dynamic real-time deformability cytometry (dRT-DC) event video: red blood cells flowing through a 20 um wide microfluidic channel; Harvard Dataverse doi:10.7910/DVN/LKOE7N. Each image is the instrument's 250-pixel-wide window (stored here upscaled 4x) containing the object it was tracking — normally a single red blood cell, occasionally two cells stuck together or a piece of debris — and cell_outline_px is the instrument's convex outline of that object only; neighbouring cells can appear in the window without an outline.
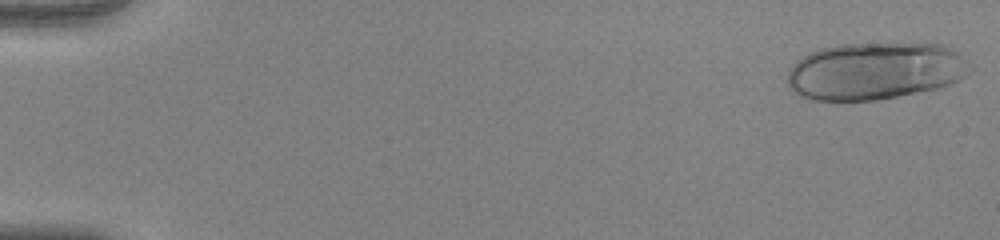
{"species": "human", "species_latin": "Homo sapiens", "temperature_condition": "warm", "stored_images_in_passage": 20, "camera_frame_rate_fps": 3000, "um_per_image_px": 0.085, "donor": {"sex": "female"}, "frame": {"image": 1, "passage_image": 1, "time_ms": 0.0, "image_size_px": [1000, 240], "cell_outline_px": [[972, 72], [948, 84], [936, 88], [876, 100], [812, 100], [800, 96], [792, 92], [788, 88], [788, 72], [796, 60], [820, 48], [836, 44], [948, 44], [968, 60], [972, 68]], "centroid_in_image_um": [74.38, 6.02], "position_along_channel_um": 10.6, "area_um2": 61.04}}
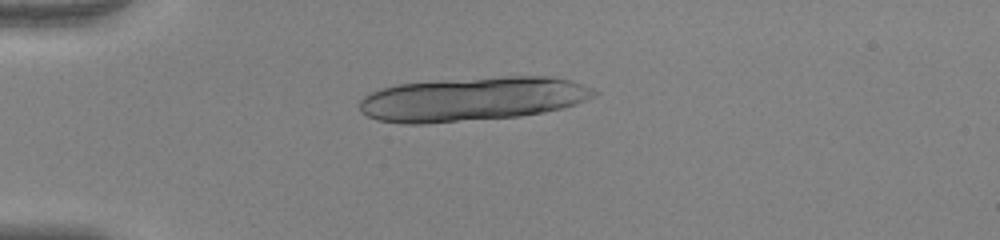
{"frame": {"image": 2, "passage_image": 14, "time_ms": 4.333, "image_size_px": [1000, 240], "cell_outline_px": [[600, 92], [576, 104], [564, 108], [544, 112], [520, 116], [424, 124], [404, 124], [376, 120], [360, 112], [360, 100], [364, 96], [380, 88], [396, 84], [504, 76], [548, 76], [572, 80], [592, 88]], "centroid_in_image_um": [40.15, 8.42], "position_along_channel_um": 44.9, "area_um2": 60.23}}